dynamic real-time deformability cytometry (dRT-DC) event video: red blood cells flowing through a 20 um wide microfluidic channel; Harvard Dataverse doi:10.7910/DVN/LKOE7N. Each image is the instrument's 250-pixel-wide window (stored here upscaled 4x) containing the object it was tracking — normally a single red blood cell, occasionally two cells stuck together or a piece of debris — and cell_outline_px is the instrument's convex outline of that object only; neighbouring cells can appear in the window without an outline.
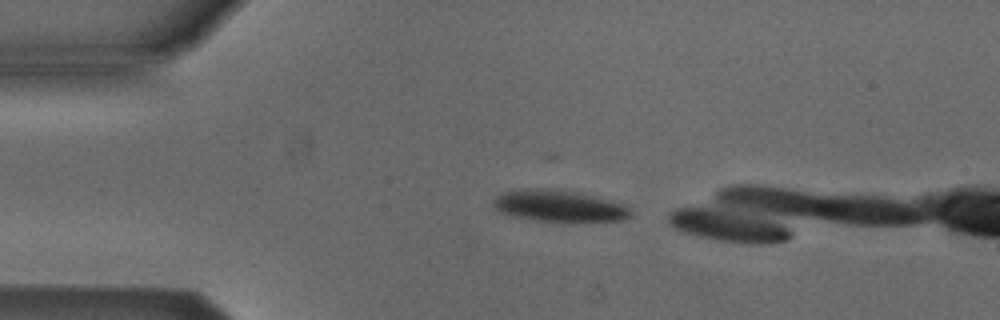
{"species": "Egyptian fruit bat (a non-hibernating species)", "species_latin": "Rousettus aegyptiacus", "temperature_condition": "cold", "stored_images_in_passage": 6, "camera_frame_rate_fps": 3000, "um_per_image_px": 0.085, "animal": {"sex": "male"}, "frame": {"image": 1, "passage_image": 2, "time_ms": 0.333, "image_size_px": [1000, 320], "cell_outline_px": [[628, 216], [620, 220], [536, 220], [512, 216], [500, 212], [492, 204], [492, 200], [496, 196], [504, 192], [520, 188], [548, 188], [576, 192], [628, 204]], "centroid_in_image_um": [47.43, 17.46], "position_along_channel_um": 37.6, "area_um2": 24.74}}